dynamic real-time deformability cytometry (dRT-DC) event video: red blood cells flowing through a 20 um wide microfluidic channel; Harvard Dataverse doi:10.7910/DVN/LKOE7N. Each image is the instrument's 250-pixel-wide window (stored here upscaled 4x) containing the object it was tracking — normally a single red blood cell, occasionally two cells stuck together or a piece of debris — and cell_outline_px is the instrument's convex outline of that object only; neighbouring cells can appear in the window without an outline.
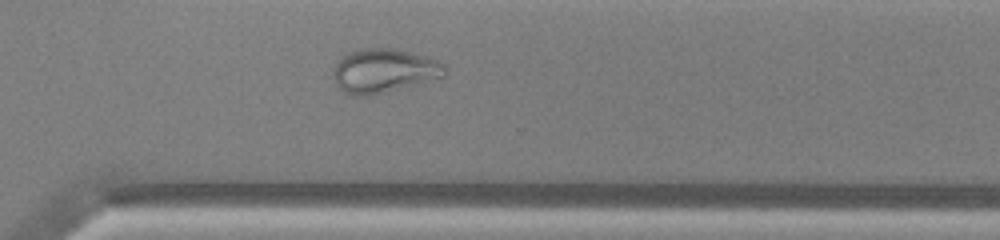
{"species": "common noctule bat (a hibernating species)", "species_latin": "Nyctalus noctula", "temperature_condition": "warm", "stored_images_in_passage": 31, "camera_frame_rate_fps": 3000, "um_per_image_px": 0.085, "animal": {"sex": "male", "body_mass_g": 13.0, "forearm_length_mm": 53.1}, "frame": {"image": 1, "passage_image": 27, "time_ms": 8.667, "image_size_px": [1000, 240], "cell_outline_px": [[448, 76], [368, 96], [352, 96], [344, 92], [336, 84], [332, 72], [332, 68], [336, 60], [360, 48], [392, 48], [408, 52], [436, 60], [444, 64], [448, 72]], "centroid_in_image_um": [32.61, 6.02], "position_along_channel_um": 338.0, "area_um2": 28.61}}
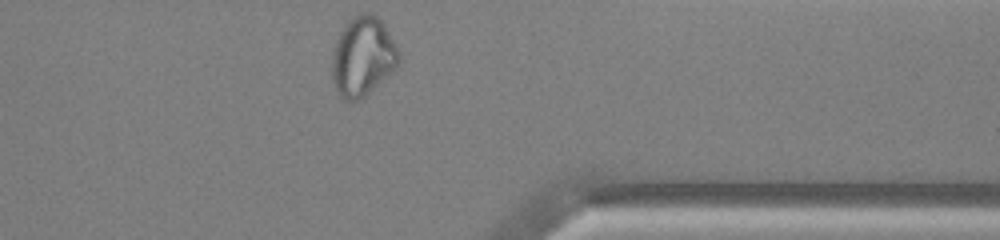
{"frame": {"image": 2, "passage_image": 31, "time_ms": 10.0, "image_size_px": [1000, 240], "cell_outline_px": [[400, 60], [396, 68], [364, 96], [356, 100], [344, 100], [340, 96], [332, 80], [332, 52], [336, 40], [344, 24], [348, 20], [360, 12], [368, 12], [376, 16], [380, 20], [400, 52]], "centroid_in_image_um": [30.81, 4.79], "position_along_channel_um": 380.6, "area_um2": 30.63}}